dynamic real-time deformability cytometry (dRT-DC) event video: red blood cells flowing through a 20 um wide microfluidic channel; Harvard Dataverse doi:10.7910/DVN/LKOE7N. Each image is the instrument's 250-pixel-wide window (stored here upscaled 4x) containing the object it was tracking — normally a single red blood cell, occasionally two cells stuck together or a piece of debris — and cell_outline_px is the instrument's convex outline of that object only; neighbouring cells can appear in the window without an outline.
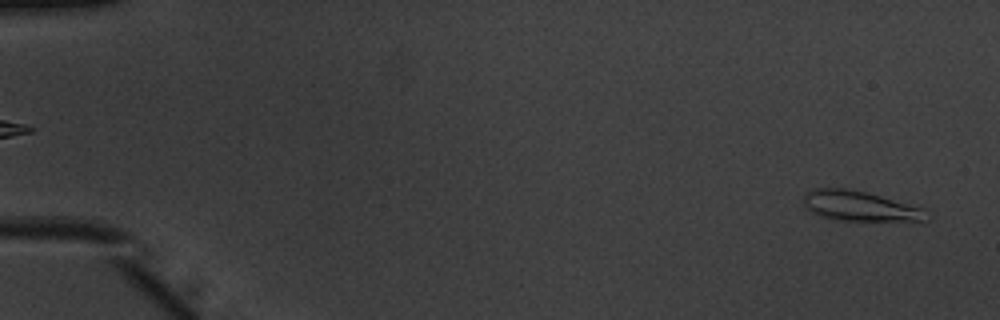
{"species": "common noctule bat (a hibernating species)", "species_latin": "Nyctalus noctula", "temperature_condition": "warm", "stored_images_in_passage": 52, "camera_frame_rate_fps": 3000, "um_per_image_px": 0.085, "animal": {"sex": "male", "body_mass_g": 20.1, "forearm_length_mm": 53.5}, "frame": {"image": 1, "passage_image": 2, "time_ms": 0.333, "image_size_px": [1000, 320], "cell_outline_px": [[932, 216], [924, 220], [912, 224], [836, 220], [820, 216], [804, 208], [804, 196], [808, 192], [816, 188], [848, 188], [868, 192], [932, 208]], "centroid_in_image_um": [73.37, 17.58], "position_along_channel_um": 11.6, "area_um2": 23.47}}
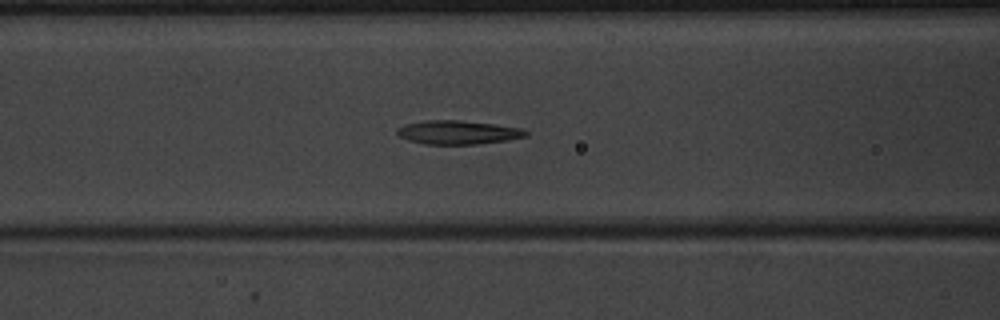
{"frame": {"image": 2, "passage_image": 22, "time_ms": 7.0, "image_size_px": [1000, 320], "cell_outline_px": [[528, 136], [508, 140], [476, 144], [424, 144], [408, 140], [400, 136], [396, 132], [396, 128], [408, 124], [428, 120], [460, 120], [492, 124], [520, 128], [528, 132]], "centroid_in_image_um": [38.93, 11.25], "position_along_channel_um": 127.7, "area_um2": 17.63}}
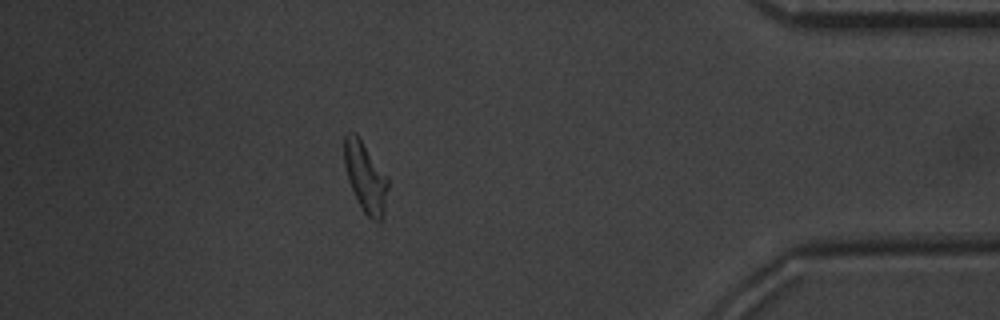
{"frame": {"image": 3, "passage_image": 46, "time_ms": 15.0, "image_size_px": [1000, 320], "cell_outline_px": [[388, 188], [384, 216], [380, 220], [372, 220], [364, 212], [348, 180], [344, 164], [344, 136], [348, 132], [356, 132], [388, 176]], "centroid_in_image_um": [31.07, 15.01], "position_along_channel_um": 404.1, "area_um2": 17.86}, "authors_computed_cell_mechanics": {"area_um2": 18.0336, "velocity_mm_per_s": 3.9237, "shape_relaxation_time_tau1_ms": 3.2682, "shape_relaxation_time_tau2_ms": 2.5294, "deformation_change_tau1": 0.1614, "deformation_change_tau2": 0.1296}}